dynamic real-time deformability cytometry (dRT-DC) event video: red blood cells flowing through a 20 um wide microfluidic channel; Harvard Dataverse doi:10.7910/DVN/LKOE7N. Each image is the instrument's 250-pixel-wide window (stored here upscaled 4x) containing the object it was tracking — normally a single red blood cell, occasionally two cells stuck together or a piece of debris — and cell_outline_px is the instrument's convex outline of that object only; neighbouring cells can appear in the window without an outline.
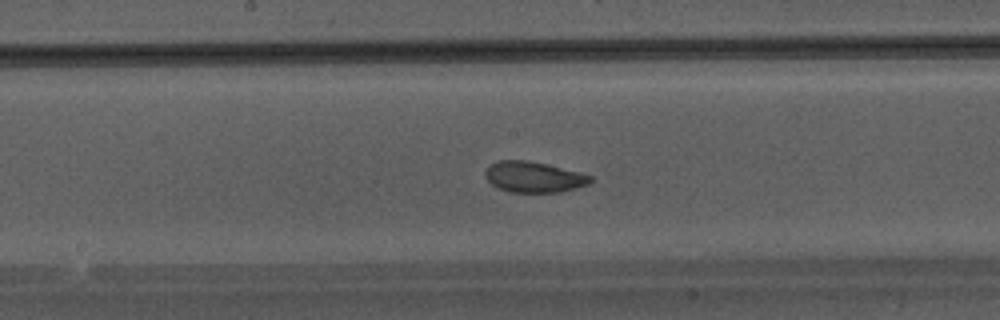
{"species": "Egyptian fruit bat (a non-hibernating species)", "species_latin": "Rousettus aegyptiacus", "temperature_condition": "warm", "stored_images_in_passage": 39, "camera_frame_rate_fps": 3000, "um_per_image_px": 0.085, "animal": {"sex": "male"}, "frame": {"image": 1, "passage_image": 17, "time_ms": 5.333, "image_size_px": [1000, 320], "cell_outline_px": [[596, 180], [588, 184], [576, 188], [560, 192], [508, 192], [496, 188], [488, 180], [488, 168], [492, 164], [500, 160], [524, 160], [544, 164], [592, 176]], "centroid_in_image_um": [45.41, 15.07], "position_along_channel_um": 202.8, "area_um2": 18.44}}